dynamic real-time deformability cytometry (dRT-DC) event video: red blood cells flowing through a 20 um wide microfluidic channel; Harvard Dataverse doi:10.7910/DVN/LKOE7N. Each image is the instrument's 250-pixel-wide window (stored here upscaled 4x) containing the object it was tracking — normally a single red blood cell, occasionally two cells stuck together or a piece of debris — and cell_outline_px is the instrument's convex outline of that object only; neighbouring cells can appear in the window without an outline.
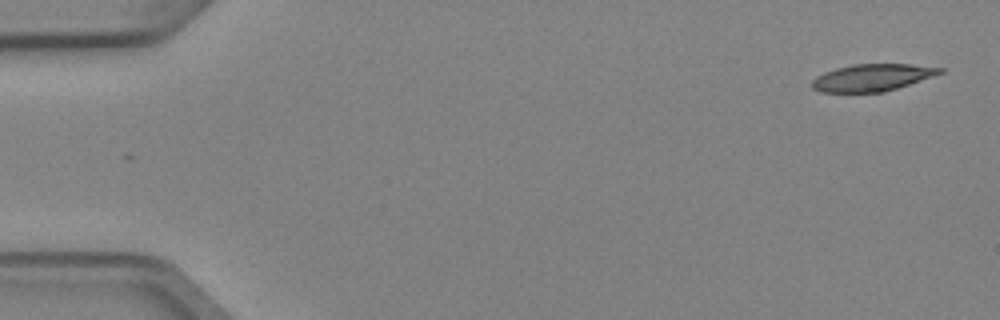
{"species": "Egyptian fruit bat (a non-hibernating species)", "species_latin": "Rousettus aegyptiacus", "temperature_condition": "cold", "stored_images_in_passage": 5, "camera_frame_rate_fps": 3000, "um_per_image_px": 0.085, "animal": {"sex": "female"}, "frame": {"image": 1, "passage_image": 1, "time_ms": 0.0, "image_size_px": [1000, 320], "cell_outline_px": [[944, 72], [884, 92], [820, 92], [812, 88], [812, 80], [816, 76], [824, 72], [836, 68], [852, 64], [912, 64], [944, 68]], "centroid_in_image_um": [74.1, 6.58], "position_along_channel_um": 10.9, "area_um2": 20.06}}